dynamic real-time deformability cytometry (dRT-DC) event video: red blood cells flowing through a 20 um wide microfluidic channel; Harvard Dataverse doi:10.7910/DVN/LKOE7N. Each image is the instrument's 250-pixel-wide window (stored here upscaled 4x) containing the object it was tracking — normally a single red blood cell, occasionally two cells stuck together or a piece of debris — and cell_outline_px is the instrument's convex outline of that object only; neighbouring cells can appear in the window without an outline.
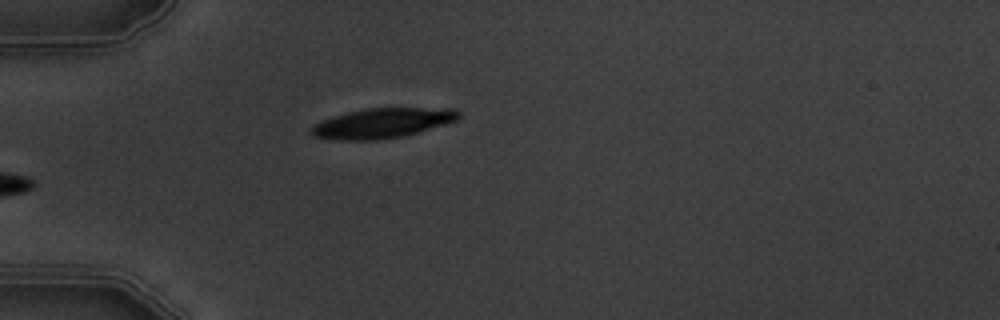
{"species": "common noctule bat (a hibernating species)", "species_latin": "Nyctalus noctula", "temperature_condition": "warm", "stored_images_in_passage": 3, "camera_frame_rate_fps": 3000, "um_per_image_px": 0.085, "animal": {"sex": "male", "body_mass_g": 19.5, "forearm_length_mm": 54.6}, "frame": {"image": 1, "passage_image": 3, "time_ms": 2.333, "image_size_px": [1000, 320], "cell_outline_px": [[460, 116], [456, 120], [444, 124], [404, 136], [376, 140], [340, 140], [312, 136], [308, 132], [312, 124], [336, 116], [368, 108], [456, 108], [460, 112]], "centroid_in_image_um": [32.5, 10.47], "position_along_channel_um": 52.5, "area_um2": 25.43}}